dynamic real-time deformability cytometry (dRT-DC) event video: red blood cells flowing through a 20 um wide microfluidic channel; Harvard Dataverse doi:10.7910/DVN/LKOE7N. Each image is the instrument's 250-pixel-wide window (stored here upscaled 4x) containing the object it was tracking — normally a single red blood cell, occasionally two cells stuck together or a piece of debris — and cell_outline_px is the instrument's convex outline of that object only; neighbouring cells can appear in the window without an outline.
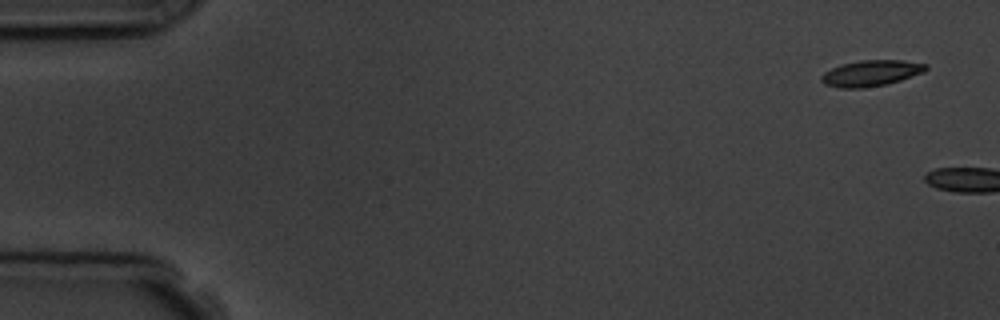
{"species": "common noctule bat (a hibernating species)", "species_latin": "Nyctalus noctula", "temperature_condition": "room temperature", "stored_images_in_passage": 5, "camera_frame_rate_fps": 3000, "um_per_image_px": 0.085, "animal": {"sex": "male", "body_mass_g": 19.5, "forearm_length_mm": 54.6}, "frame": {"image": 1, "passage_image": 1, "time_ms": 0.0, "image_size_px": [1000, 320], "cell_outline_px": [[928, 68], [924, 72], [900, 80], [884, 84], [864, 88], [840, 88], [824, 84], [820, 80], [820, 76], [824, 72], [840, 64], [860, 60], [904, 60], [928, 64]], "centroid_in_image_um": [74.02, 6.21], "position_along_channel_um": 11.0, "area_um2": 15.9}}